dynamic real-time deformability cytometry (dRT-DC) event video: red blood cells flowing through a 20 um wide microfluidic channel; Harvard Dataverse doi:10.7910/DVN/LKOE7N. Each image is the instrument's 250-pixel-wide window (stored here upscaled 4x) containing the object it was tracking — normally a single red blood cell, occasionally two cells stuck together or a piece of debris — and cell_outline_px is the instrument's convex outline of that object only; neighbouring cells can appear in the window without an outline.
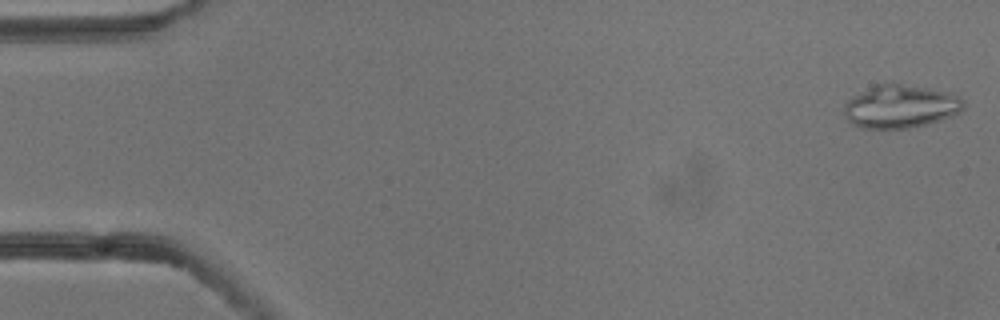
{"species": "common noctule bat (a hibernating species)", "species_latin": "Nyctalus noctula", "temperature_condition": "cold", "stored_images_in_passage": 5, "camera_frame_rate_fps": 3000, "um_per_image_px": 0.085, "animal": {"sex": "male", "body_mass_g": 13.3}, "frame": {"image": 1, "passage_image": 1, "time_ms": 0.0, "image_size_px": [1000, 320], "cell_outline_px": [[964, 108], [960, 112], [952, 116], [928, 124], [908, 128], [864, 128], [852, 124], [848, 120], [844, 112], [844, 104], [852, 96], [876, 84], [900, 84], [948, 92], [964, 100]], "centroid_in_image_um": [76.54, 9.06], "position_along_channel_um": 8.5, "area_um2": 29.71}}
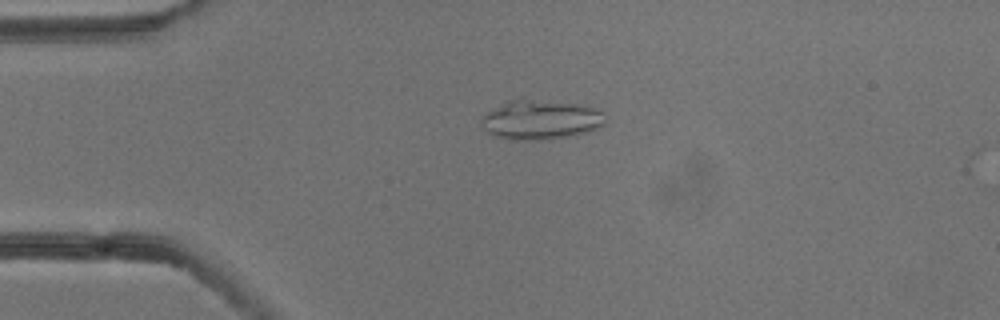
{"frame": {"image": 2, "passage_image": 4, "time_ms": 1.0, "image_size_px": [1000, 320], "cell_outline_px": [[608, 120], [600, 128], [588, 132], [568, 136], [540, 140], [512, 140], [496, 136], [488, 132], [484, 128], [480, 120], [488, 112], [508, 100], [524, 100], [588, 104], [604, 112]], "centroid_in_image_um": [46.05, 10.19], "position_along_channel_um": 38.9, "area_um2": 28.5}}